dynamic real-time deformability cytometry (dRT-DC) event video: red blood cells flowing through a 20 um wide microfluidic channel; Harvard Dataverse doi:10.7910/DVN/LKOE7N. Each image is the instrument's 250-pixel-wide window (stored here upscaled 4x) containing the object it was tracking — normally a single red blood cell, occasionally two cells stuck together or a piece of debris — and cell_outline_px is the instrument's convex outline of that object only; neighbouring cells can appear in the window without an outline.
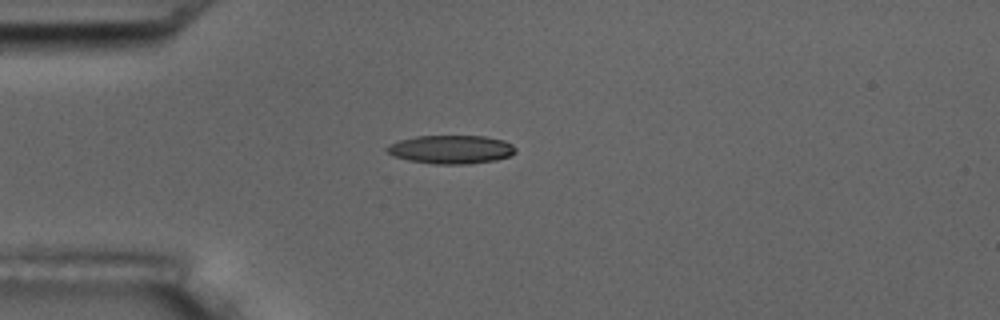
{"species": "common noctule bat (a hibernating species)", "species_latin": "Nyctalus noctula", "temperature_condition": "room temperature", "stored_images_in_passage": 1, "camera_frame_rate_fps": 3000, "um_per_image_px": 0.085, "animal": {"sex": "male", "body_mass_g": 17.5, "forearm_length_mm": 52.3}, "frame": {"image": 1, "passage_image": 1, "time_ms": 0.0, "image_size_px": [1000, 320], "cell_outline_px": [[516, 152], [508, 156], [496, 160], [468, 164], [436, 164], [408, 160], [392, 156], [384, 148], [388, 144], [400, 140], [416, 136], [484, 136], [504, 140], [512, 144], [516, 148]], "centroid_in_image_um": [38.33, 12.7], "position_along_channel_um": 46.7, "area_um2": 21.44}}